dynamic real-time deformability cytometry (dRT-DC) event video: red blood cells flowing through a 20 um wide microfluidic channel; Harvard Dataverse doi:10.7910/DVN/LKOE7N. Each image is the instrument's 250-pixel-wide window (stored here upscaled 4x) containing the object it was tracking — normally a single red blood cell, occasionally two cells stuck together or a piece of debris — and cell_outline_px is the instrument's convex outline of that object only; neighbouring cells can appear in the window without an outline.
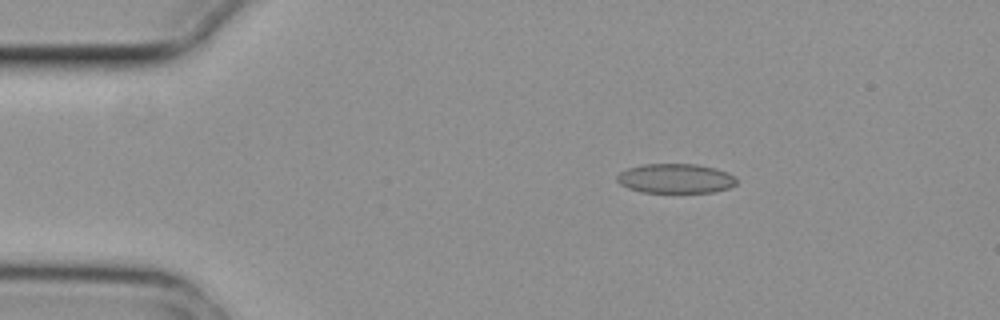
{"species": "common noctule bat (a hibernating species)", "species_latin": "Nyctalus noctula", "temperature_condition": "cold", "stored_images_in_passage": 4, "camera_frame_rate_fps": 3000, "um_per_image_px": 0.085, "animal": {"sex": "female", "body_mass_g": 29.2, "forearm_length_mm": 56.3}, "frame": {"image": 1, "passage_image": 2, "time_ms": 0.333, "image_size_px": [1000, 320], "cell_outline_px": [[736, 184], [728, 188], [712, 192], [640, 192], [628, 188], [620, 184], [616, 180], [616, 176], [620, 172], [628, 168], [644, 164], [696, 164], [716, 168], [728, 172], [736, 176]], "centroid_in_image_um": [57.42, 15.17], "position_along_channel_um": 27.6, "area_um2": 20.63}}
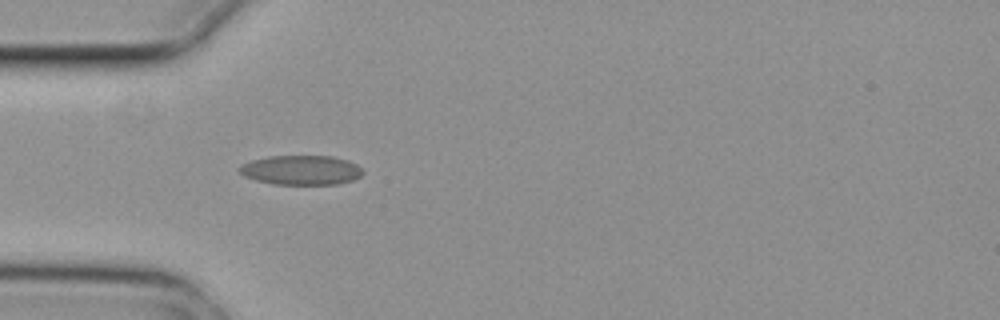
{"frame": {"image": 2, "passage_image": 4, "time_ms": 1.0, "image_size_px": [1000, 320], "cell_outline_px": [[364, 172], [360, 176], [352, 180], [336, 184], [272, 184], [256, 180], [244, 176], [236, 168], [240, 164], [252, 160], [268, 156], [332, 156], [348, 160], [356, 164]], "centroid_in_image_um": [25.56, 14.45], "position_along_channel_um": 59.4, "area_um2": 21.27}}